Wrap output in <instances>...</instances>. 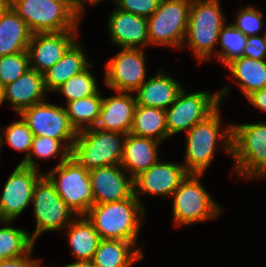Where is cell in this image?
<instances>
[{
  "label": "cell",
  "instance_id": "obj_1",
  "mask_svg": "<svg viewBox=\"0 0 266 267\" xmlns=\"http://www.w3.org/2000/svg\"><path fill=\"white\" fill-rule=\"evenodd\" d=\"M134 194L117 202L94 204L85 215L100 239L123 240L137 244L146 210Z\"/></svg>",
  "mask_w": 266,
  "mask_h": 267
},
{
  "label": "cell",
  "instance_id": "obj_2",
  "mask_svg": "<svg viewBox=\"0 0 266 267\" xmlns=\"http://www.w3.org/2000/svg\"><path fill=\"white\" fill-rule=\"evenodd\" d=\"M219 107L187 132L184 168L188 173L203 174L212 162L217 141L232 155V123L220 129ZM220 138V139H219ZM219 139V140H218Z\"/></svg>",
  "mask_w": 266,
  "mask_h": 267
},
{
  "label": "cell",
  "instance_id": "obj_3",
  "mask_svg": "<svg viewBox=\"0 0 266 267\" xmlns=\"http://www.w3.org/2000/svg\"><path fill=\"white\" fill-rule=\"evenodd\" d=\"M219 0H192L189 9L186 44L199 61L212 57L221 28L228 23L223 16ZM186 43V44H185Z\"/></svg>",
  "mask_w": 266,
  "mask_h": 267
},
{
  "label": "cell",
  "instance_id": "obj_4",
  "mask_svg": "<svg viewBox=\"0 0 266 267\" xmlns=\"http://www.w3.org/2000/svg\"><path fill=\"white\" fill-rule=\"evenodd\" d=\"M9 5L32 34L78 31L81 19L68 0H9Z\"/></svg>",
  "mask_w": 266,
  "mask_h": 267
},
{
  "label": "cell",
  "instance_id": "obj_5",
  "mask_svg": "<svg viewBox=\"0 0 266 267\" xmlns=\"http://www.w3.org/2000/svg\"><path fill=\"white\" fill-rule=\"evenodd\" d=\"M234 170L248 179L266 177V123L232 124Z\"/></svg>",
  "mask_w": 266,
  "mask_h": 267
},
{
  "label": "cell",
  "instance_id": "obj_6",
  "mask_svg": "<svg viewBox=\"0 0 266 267\" xmlns=\"http://www.w3.org/2000/svg\"><path fill=\"white\" fill-rule=\"evenodd\" d=\"M126 134L96 127L77 132L70 156L84 169L121 165Z\"/></svg>",
  "mask_w": 266,
  "mask_h": 267
},
{
  "label": "cell",
  "instance_id": "obj_7",
  "mask_svg": "<svg viewBox=\"0 0 266 267\" xmlns=\"http://www.w3.org/2000/svg\"><path fill=\"white\" fill-rule=\"evenodd\" d=\"M229 91V86L214 94L209 91L188 93L183 88L177 99L166 109L168 136L182 131L187 133L195 124L205 120L220 106Z\"/></svg>",
  "mask_w": 266,
  "mask_h": 267
},
{
  "label": "cell",
  "instance_id": "obj_8",
  "mask_svg": "<svg viewBox=\"0 0 266 267\" xmlns=\"http://www.w3.org/2000/svg\"><path fill=\"white\" fill-rule=\"evenodd\" d=\"M201 175L188 173L170 197L173 198L172 215L175 225L191 226L219 216L221 207L213 201L200 182Z\"/></svg>",
  "mask_w": 266,
  "mask_h": 267
},
{
  "label": "cell",
  "instance_id": "obj_9",
  "mask_svg": "<svg viewBox=\"0 0 266 267\" xmlns=\"http://www.w3.org/2000/svg\"><path fill=\"white\" fill-rule=\"evenodd\" d=\"M44 174L54 184L59 197L77 216H85L94 205L89 171L71 156Z\"/></svg>",
  "mask_w": 266,
  "mask_h": 267
},
{
  "label": "cell",
  "instance_id": "obj_10",
  "mask_svg": "<svg viewBox=\"0 0 266 267\" xmlns=\"http://www.w3.org/2000/svg\"><path fill=\"white\" fill-rule=\"evenodd\" d=\"M192 0H161L147 18L149 46L164 45L182 49Z\"/></svg>",
  "mask_w": 266,
  "mask_h": 267
},
{
  "label": "cell",
  "instance_id": "obj_11",
  "mask_svg": "<svg viewBox=\"0 0 266 267\" xmlns=\"http://www.w3.org/2000/svg\"><path fill=\"white\" fill-rule=\"evenodd\" d=\"M31 204L36 219L35 231L30 235L34 242L43 232L65 230L77 216L59 197L45 174L35 185Z\"/></svg>",
  "mask_w": 266,
  "mask_h": 267
},
{
  "label": "cell",
  "instance_id": "obj_12",
  "mask_svg": "<svg viewBox=\"0 0 266 267\" xmlns=\"http://www.w3.org/2000/svg\"><path fill=\"white\" fill-rule=\"evenodd\" d=\"M33 136L59 140L71 152L77 131L69 122L65 107L43 102L34 104L19 114Z\"/></svg>",
  "mask_w": 266,
  "mask_h": 267
},
{
  "label": "cell",
  "instance_id": "obj_13",
  "mask_svg": "<svg viewBox=\"0 0 266 267\" xmlns=\"http://www.w3.org/2000/svg\"><path fill=\"white\" fill-rule=\"evenodd\" d=\"M44 175L39 169L18 164L5 182L0 195V216L14 221L31 203L37 181Z\"/></svg>",
  "mask_w": 266,
  "mask_h": 267
},
{
  "label": "cell",
  "instance_id": "obj_14",
  "mask_svg": "<svg viewBox=\"0 0 266 267\" xmlns=\"http://www.w3.org/2000/svg\"><path fill=\"white\" fill-rule=\"evenodd\" d=\"M144 53L142 48H121L106 65V86L116 92H135L146 81Z\"/></svg>",
  "mask_w": 266,
  "mask_h": 267
},
{
  "label": "cell",
  "instance_id": "obj_15",
  "mask_svg": "<svg viewBox=\"0 0 266 267\" xmlns=\"http://www.w3.org/2000/svg\"><path fill=\"white\" fill-rule=\"evenodd\" d=\"M187 174L183 163L158 160L133 179L134 196L140 203L142 200L139 197L143 194L169 198Z\"/></svg>",
  "mask_w": 266,
  "mask_h": 267
},
{
  "label": "cell",
  "instance_id": "obj_16",
  "mask_svg": "<svg viewBox=\"0 0 266 267\" xmlns=\"http://www.w3.org/2000/svg\"><path fill=\"white\" fill-rule=\"evenodd\" d=\"M77 34L78 31L32 34L27 48L30 68L44 74L62 58Z\"/></svg>",
  "mask_w": 266,
  "mask_h": 267
},
{
  "label": "cell",
  "instance_id": "obj_17",
  "mask_svg": "<svg viewBox=\"0 0 266 267\" xmlns=\"http://www.w3.org/2000/svg\"><path fill=\"white\" fill-rule=\"evenodd\" d=\"M121 165L104 166L89 170L94 204L117 202L134 194L133 178Z\"/></svg>",
  "mask_w": 266,
  "mask_h": 267
},
{
  "label": "cell",
  "instance_id": "obj_18",
  "mask_svg": "<svg viewBox=\"0 0 266 267\" xmlns=\"http://www.w3.org/2000/svg\"><path fill=\"white\" fill-rule=\"evenodd\" d=\"M108 31L111 43L120 49H144L149 46L146 17L116 8L108 18Z\"/></svg>",
  "mask_w": 266,
  "mask_h": 267
},
{
  "label": "cell",
  "instance_id": "obj_19",
  "mask_svg": "<svg viewBox=\"0 0 266 267\" xmlns=\"http://www.w3.org/2000/svg\"><path fill=\"white\" fill-rule=\"evenodd\" d=\"M136 100L130 92H118L116 95L104 98L96 128L107 131L128 134L132 128Z\"/></svg>",
  "mask_w": 266,
  "mask_h": 267
},
{
  "label": "cell",
  "instance_id": "obj_20",
  "mask_svg": "<svg viewBox=\"0 0 266 267\" xmlns=\"http://www.w3.org/2000/svg\"><path fill=\"white\" fill-rule=\"evenodd\" d=\"M3 90V100H8L17 114L34 104L43 102L47 93L43 74L31 68L14 82L5 85Z\"/></svg>",
  "mask_w": 266,
  "mask_h": 267
},
{
  "label": "cell",
  "instance_id": "obj_21",
  "mask_svg": "<svg viewBox=\"0 0 266 267\" xmlns=\"http://www.w3.org/2000/svg\"><path fill=\"white\" fill-rule=\"evenodd\" d=\"M183 90V86L169 74L158 70L155 76L146 80L134 93L137 105L166 110Z\"/></svg>",
  "mask_w": 266,
  "mask_h": 267
},
{
  "label": "cell",
  "instance_id": "obj_22",
  "mask_svg": "<svg viewBox=\"0 0 266 267\" xmlns=\"http://www.w3.org/2000/svg\"><path fill=\"white\" fill-rule=\"evenodd\" d=\"M160 142L128 133L124 140L121 167L129 170L133 179L159 160Z\"/></svg>",
  "mask_w": 266,
  "mask_h": 267
},
{
  "label": "cell",
  "instance_id": "obj_23",
  "mask_svg": "<svg viewBox=\"0 0 266 267\" xmlns=\"http://www.w3.org/2000/svg\"><path fill=\"white\" fill-rule=\"evenodd\" d=\"M91 64L82 49V45L76 40L62 58L43 74L44 86L47 92H55L57 88L80 74Z\"/></svg>",
  "mask_w": 266,
  "mask_h": 267
},
{
  "label": "cell",
  "instance_id": "obj_24",
  "mask_svg": "<svg viewBox=\"0 0 266 267\" xmlns=\"http://www.w3.org/2000/svg\"><path fill=\"white\" fill-rule=\"evenodd\" d=\"M134 246L133 242L101 239L91 263L94 267H132L144 258L141 249H134Z\"/></svg>",
  "mask_w": 266,
  "mask_h": 267
},
{
  "label": "cell",
  "instance_id": "obj_25",
  "mask_svg": "<svg viewBox=\"0 0 266 267\" xmlns=\"http://www.w3.org/2000/svg\"><path fill=\"white\" fill-rule=\"evenodd\" d=\"M31 35L24 20L9 5L0 17V56L27 51Z\"/></svg>",
  "mask_w": 266,
  "mask_h": 267
},
{
  "label": "cell",
  "instance_id": "obj_26",
  "mask_svg": "<svg viewBox=\"0 0 266 267\" xmlns=\"http://www.w3.org/2000/svg\"><path fill=\"white\" fill-rule=\"evenodd\" d=\"M66 228L68 243L76 261H91L100 236L86 216H77Z\"/></svg>",
  "mask_w": 266,
  "mask_h": 267
},
{
  "label": "cell",
  "instance_id": "obj_27",
  "mask_svg": "<svg viewBox=\"0 0 266 267\" xmlns=\"http://www.w3.org/2000/svg\"><path fill=\"white\" fill-rule=\"evenodd\" d=\"M237 81L245 98L254 91L266 88V60L240 57L226 65Z\"/></svg>",
  "mask_w": 266,
  "mask_h": 267
},
{
  "label": "cell",
  "instance_id": "obj_28",
  "mask_svg": "<svg viewBox=\"0 0 266 267\" xmlns=\"http://www.w3.org/2000/svg\"><path fill=\"white\" fill-rule=\"evenodd\" d=\"M130 133L163 142L167 139L166 110L136 105Z\"/></svg>",
  "mask_w": 266,
  "mask_h": 267
},
{
  "label": "cell",
  "instance_id": "obj_29",
  "mask_svg": "<svg viewBox=\"0 0 266 267\" xmlns=\"http://www.w3.org/2000/svg\"><path fill=\"white\" fill-rule=\"evenodd\" d=\"M66 104L65 109L69 122L77 132L96 126L102 105L100 92Z\"/></svg>",
  "mask_w": 266,
  "mask_h": 267
},
{
  "label": "cell",
  "instance_id": "obj_30",
  "mask_svg": "<svg viewBox=\"0 0 266 267\" xmlns=\"http://www.w3.org/2000/svg\"><path fill=\"white\" fill-rule=\"evenodd\" d=\"M13 221L5 220V226L0 228V261L21 257L27 254L35 245L27 230L12 226Z\"/></svg>",
  "mask_w": 266,
  "mask_h": 267
},
{
  "label": "cell",
  "instance_id": "obj_31",
  "mask_svg": "<svg viewBox=\"0 0 266 267\" xmlns=\"http://www.w3.org/2000/svg\"><path fill=\"white\" fill-rule=\"evenodd\" d=\"M247 37L231 23L225 24L218 38L221 50H216L215 55L225 66L232 60L243 57Z\"/></svg>",
  "mask_w": 266,
  "mask_h": 267
},
{
  "label": "cell",
  "instance_id": "obj_32",
  "mask_svg": "<svg viewBox=\"0 0 266 267\" xmlns=\"http://www.w3.org/2000/svg\"><path fill=\"white\" fill-rule=\"evenodd\" d=\"M92 66L93 64L80 74L74 75L55 90L66 97V103L99 93L98 85L96 83L97 80L89 70Z\"/></svg>",
  "mask_w": 266,
  "mask_h": 267
},
{
  "label": "cell",
  "instance_id": "obj_33",
  "mask_svg": "<svg viewBox=\"0 0 266 267\" xmlns=\"http://www.w3.org/2000/svg\"><path fill=\"white\" fill-rule=\"evenodd\" d=\"M58 152L61 154V158L57 165L64 162L70 156V151L57 139L44 136H33L29 157L24 162H20V164L39 169L33 158L34 155L40 159H50L56 157Z\"/></svg>",
  "mask_w": 266,
  "mask_h": 267
},
{
  "label": "cell",
  "instance_id": "obj_34",
  "mask_svg": "<svg viewBox=\"0 0 266 267\" xmlns=\"http://www.w3.org/2000/svg\"><path fill=\"white\" fill-rule=\"evenodd\" d=\"M0 129L1 144H3V141L6 140L5 142L9 144L12 149L21 152H27L23 160L21 161L24 162L29 157V152L31 150V144L33 139V134L28 128L26 122L21 117V120L14 121L13 123H11V125L7 126L5 130H3V128Z\"/></svg>",
  "mask_w": 266,
  "mask_h": 267
},
{
  "label": "cell",
  "instance_id": "obj_35",
  "mask_svg": "<svg viewBox=\"0 0 266 267\" xmlns=\"http://www.w3.org/2000/svg\"><path fill=\"white\" fill-rule=\"evenodd\" d=\"M30 69L27 51L0 56V83L14 82Z\"/></svg>",
  "mask_w": 266,
  "mask_h": 267
},
{
  "label": "cell",
  "instance_id": "obj_36",
  "mask_svg": "<svg viewBox=\"0 0 266 267\" xmlns=\"http://www.w3.org/2000/svg\"><path fill=\"white\" fill-rule=\"evenodd\" d=\"M263 13L249 5L236 14V21L231 23L246 36H256L263 26Z\"/></svg>",
  "mask_w": 266,
  "mask_h": 267
},
{
  "label": "cell",
  "instance_id": "obj_37",
  "mask_svg": "<svg viewBox=\"0 0 266 267\" xmlns=\"http://www.w3.org/2000/svg\"><path fill=\"white\" fill-rule=\"evenodd\" d=\"M161 0H114L116 8L142 17H150L159 6Z\"/></svg>",
  "mask_w": 266,
  "mask_h": 267
},
{
  "label": "cell",
  "instance_id": "obj_38",
  "mask_svg": "<svg viewBox=\"0 0 266 267\" xmlns=\"http://www.w3.org/2000/svg\"><path fill=\"white\" fill-rule=\"evenodd\" d=\"M244 57L254 60H266V40L265 36H248L243 51Z\"/></svg>",
  "mask_w": 266,
  "mask_h": 267
},
{
  "label": "cell",
  "instance_id": "obj_39",
  "mask_svg": "<svg viewBox=\"0 0 266 267\" xmlns=\"http://www.w3.org/2000/svg\"><path fill=\"white\" fill-rule=\"evenodd\" d=\"M34 247L21 257L8 258L0 261V267H41L40 260L31 258Z\"/></svg>",
  "mask_w": 266,
  "mask_h": 267
},
{
  "label": "cell",
  "instance_id": "obj_40",
  "mask_svg": "<svg viewBox=\"0 0 266 267\" xmlns=\"http://www.w3.org/2000/svg\"><path fill=\"white\" fill-rule=\"evenodd\" d=\"M246 98L254 107L266 112V88L254 91Z\"/></svg>",
  "mask_w": 266,
  "mask_h": 267
},
{
  "label": "cell",
  "instance_id": "obj_41",
  "mask_svg": "<svg viewBox=\"0 0 266 267\" xmlns=\"http://www.w3.org/2000/svg\"><path fill=\"white\" fill-rule=\"evenodd\" d=\"M102 0H70V5L73 12L81 19L83 17L84 12V3L88 2L87 4L96 5Z\"/></svg>",
  "mask_w": 266,
  "mask_h": 267
},
{
  "label": "cell",
  "instance_id": "obj_42",
  "mask_svg": "<svg viewBox=\"0 0 266 267\" xmlns=\"http://www.w3.org/2000/svg\"><path fill=\"white\" fill-rule=\"evenodd\" d=\"M62 267H94V265L91 261H75L74 263Z\"/></svg>",
  "mask_w": 266,
  "mask_h": 267
},
{
  "label": "cell",
  "instance_id": "obj_43",
  "mask_svg": "<svg viewBox=\"0 0 266 267\" xmlns=\"http://www.w3.org/2000/svg\"><path fill=\"white\" fill-rule=\"evenodd\" d=\"M9 0H0V17L2 13L8 8Z\"/></svg>",
  "mask_w": 266,
  "mask_h": 267
},
{
  "label": "cell",
  "instance_id": "obj_44",
  "mask_svg": "<svg viewBox=\"0 0 266 267\" xmlns=\"http://www.w3.org/2000/svg\"><path fill=\"white\" fill-rule=\"evenodd\" d=\"M4 89V86L0 83V106L1 104L4 102L3 100V90Z\"/></svg>",
  "mask_w": 266,
  "mask_h": 267
},
{
  "label": "cell",
  "instance_id": "obj_45",
  "mask_svg": "<svg viewBox=\"0 0 266 267\" xmlns=\"http://www.w3.org/2000/svg\"><path fill=\"white\" fill-rule=\"evenodd\" d=\"M1 223H3V219H2L1 216H0V224H1Z\"/></svg>",
  "mask_w": 266,
  "mask_h": 267
}]
</instances>
